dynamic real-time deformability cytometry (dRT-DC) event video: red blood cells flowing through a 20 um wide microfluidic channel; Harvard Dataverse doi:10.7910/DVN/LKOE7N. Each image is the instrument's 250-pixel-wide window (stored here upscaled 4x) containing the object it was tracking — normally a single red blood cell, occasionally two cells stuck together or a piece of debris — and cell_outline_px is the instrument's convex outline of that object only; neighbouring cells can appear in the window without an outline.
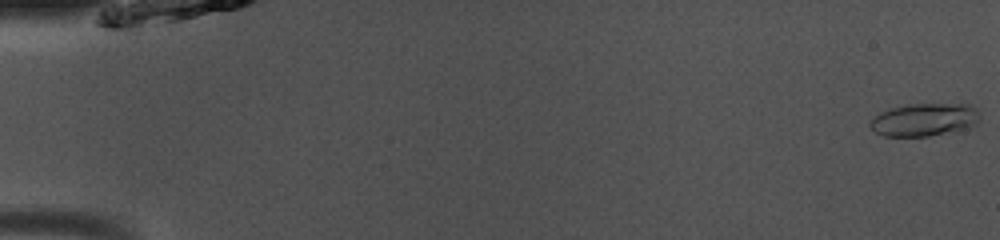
{"species": "common noctule bat (a hibernating species)", "species_latin": "Nyctalus noctula", "temperature_condition": "room temperature", "stored_images_in_passage": 50, "camera_frame_rate_fps": 3000, "um_per_image_px": 0.085, "animal": {"sex": "male", "body_mass_g": 13.0, "forearm_length_mm": 53.1}, "frame": {"image": 1, "passage_image": 1, "time_ms": 0.0, "image_size_px": [1000, 240], "cell_outline_px": [[980, 120], [972, 128], [956, 132], [928, 136], [884, 136], [876, 132], [868, 124], [880, 112], [888, 108], [908, 104], [968, 104], [976, 108], [980, 112]], "centroid_in_image_um": [78.64, 10.18], "position_along_channel_um": 6.4, "area_um2": 21.39}}
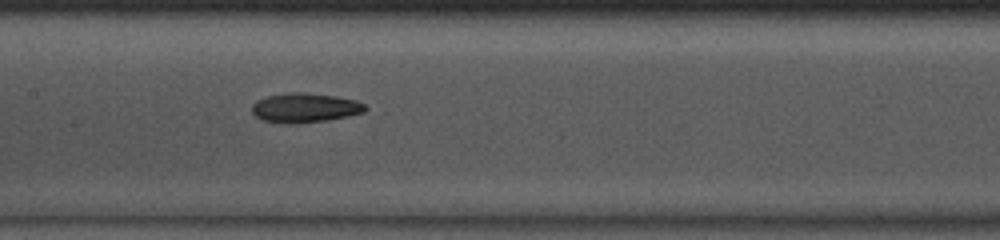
{"frame": {"image": 2, "passage_image": 25, "time_ms": 8.0, "image_size_px": [1000, 240], "cell_outline_px": [[368, 108], [364, 112], [348, 116], [328, 120], [292, 124], [288, 124], [264, 120], [256, 116], [252, 112], [252, 104], [256, 100], [268, 96], [292, 92], [304, 92], [336, 96], [356, 100], [364, 104]], "centroid_in_image_um": [25.93, 9.16], "position_along_channel_um": 181.5, "area_um2": 19.42}}
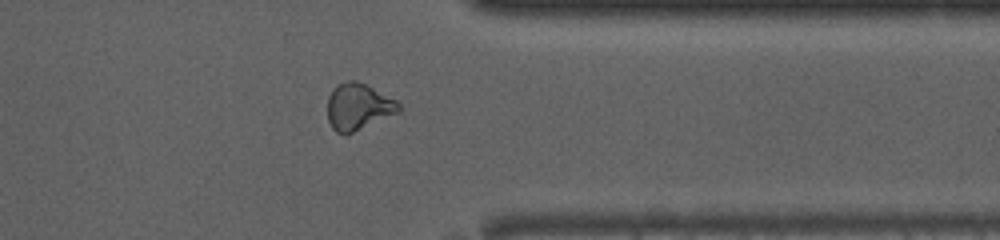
{"frame": {"image": 3, "passage_image": 40, "time_ms": 13.0, "image_size_px": [1000, 240], "cell_outline_px": [[400, 112], [352, 132], [336, 132], [332, 128], [328, 120], [328, 96], [332, 88], [336, 84], [348, 80], [356, 80], [396, 100], [400, 104]], "centroid_in_image_um": [30.43, 9.04], "position_along_channel_um": 381.0, "area_um2": 19.07}, "authors_computed_cell_mechanics": {"area_um2": 19.1607, "velocity_mm_per_s": 4.0728, "shape_relaxation_time_tau1_ms": 5.6859, "shape_relaxation_time_tau2_ms": 4.1456, "deformation_change_tau1": 0.1723, "deformation_change_tau2": 0.121}}